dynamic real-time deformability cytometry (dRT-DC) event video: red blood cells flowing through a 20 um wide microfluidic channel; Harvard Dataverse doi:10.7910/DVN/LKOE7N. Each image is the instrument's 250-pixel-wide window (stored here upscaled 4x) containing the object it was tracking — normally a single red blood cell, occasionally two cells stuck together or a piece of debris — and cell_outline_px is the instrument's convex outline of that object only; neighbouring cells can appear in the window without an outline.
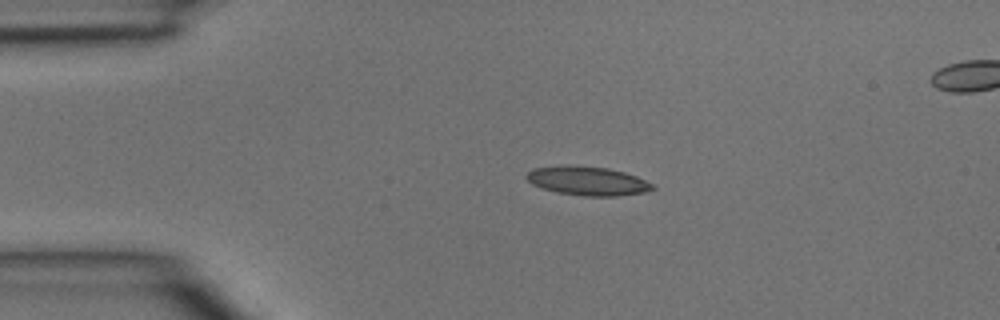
{"species": "common noctule bat (a hibernating species)", "species_latin": "Nyctalus noctula", "temperature_condition": "room temperature", "stored_images_in_passage": 3, "segment_of_instrument_passage": [1, 2], "camera_frame_rate_fps": 3000, "um_per_image_px": 0.085, "animal": {"sex": "male", "body_mass_g": 15.6}, "frame": {"image": 1, "passage_image": 1, "time_ms": 0.0, "image_size_px": [1000, 320], "cell_outline_px": [[656, 188], [644, 192], [616, 196], [584, 196], [556, 192], [532, 184], [524, 176], [532, 168], [568, 164], [608, 168], [624, 172], [636, 176], [652, 184]], "centroid_in_image_um": [49.91, 15.36], "position_along_channel_um": 35.1, "area_um2": 21.27}}